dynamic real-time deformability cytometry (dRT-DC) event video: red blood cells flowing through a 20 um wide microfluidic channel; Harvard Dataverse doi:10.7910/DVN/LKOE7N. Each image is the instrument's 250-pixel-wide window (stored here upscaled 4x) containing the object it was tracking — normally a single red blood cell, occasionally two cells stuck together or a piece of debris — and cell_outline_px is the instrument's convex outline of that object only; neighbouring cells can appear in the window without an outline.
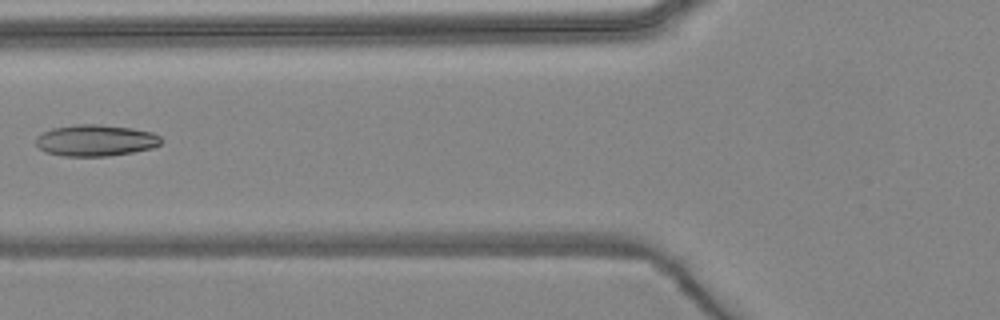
{"species": "common noctule bat (a hibernating species)", "species_latin": "Nyctalus noctula", "temperature_condition": "warm", "stored_images_in_passage": 6, "camera_frame_rate_fps": 3000, "um_per_image_px": 0.085, "animal": {"sex": "female", "body_mass_g": 24.6, "forearm_length_mm": 56.2}, "frame": {"image": 1, "passage_image": 6, "time_ms": 6.0, "image_size_px": [1000, 320], "cell_outline_px": [[164, 140], [160, 144], [152, 148], [132, 152], [108, 156], [64, 156], [44, 152], [36, 144], [36, 136], [52, 128], [76, 124], [96, 124], [132, 128], [152, 132], [160, 136]], "centroid_in_image_um": [8.13, 11.93], "position_along_channel_um": 117.7, "area_um2": 23.0}}